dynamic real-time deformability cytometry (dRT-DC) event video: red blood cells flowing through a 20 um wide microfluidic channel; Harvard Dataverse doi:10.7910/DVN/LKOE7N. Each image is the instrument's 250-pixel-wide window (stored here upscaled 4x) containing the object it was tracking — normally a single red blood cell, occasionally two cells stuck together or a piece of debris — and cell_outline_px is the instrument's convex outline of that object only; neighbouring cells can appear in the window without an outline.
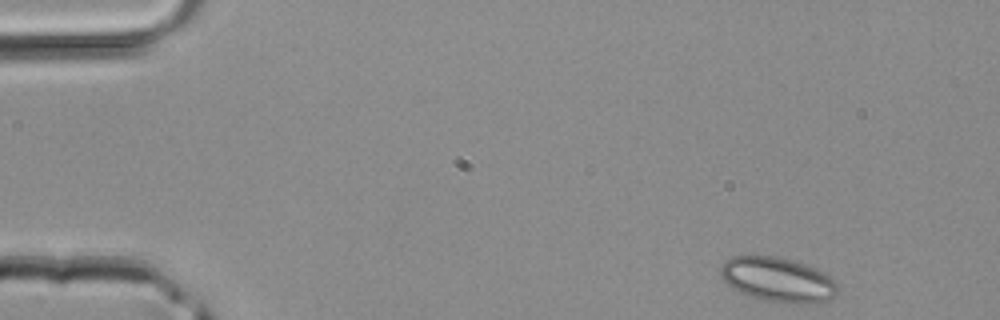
{"species": "common noctule bat (a hibernating species)", "species_latin": "Nyctalus noctula", "temperature_condition": "room temperature", "stored_images_in_passage": 39, "camera_frame_rate_fps": 3000, "um_per_image_px": 0.085, "animal": {"sex": "male", "body_mass_g": 20.4}, "frame": {"image": 1, "passage_image": 1, "time_ms": 0.0, "image_size_px": [1000, 320], "cell_outline_px": [[840, 288], [836, 296], [820, 304], [784, 304], [760, 300], [748, 296], [732, 288], [720, 276], [720, 268], [724, 260], [732, 256], [776, 256], [792, 260], [804, 264], [824, 272], [832, 276], [836, 280]], "centroid_in_image_um": [66.17, 23.81], "position_along_channel_um": 18.8, "area_um2": 31.33}}
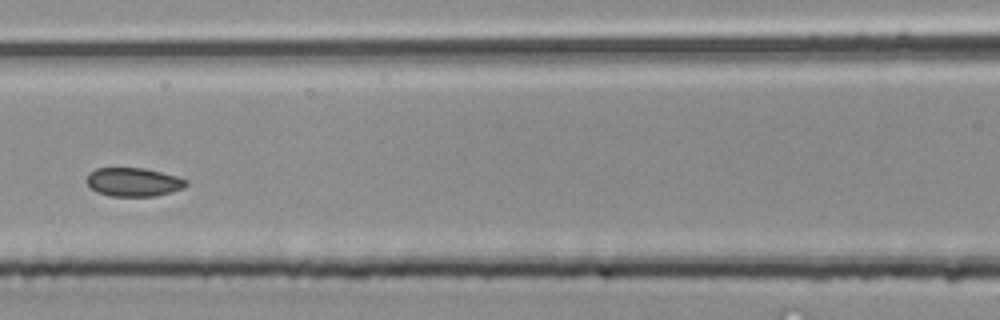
{"frame": {"image": 2, "passage_image": 16, "time_ms": 5.0, "image_size_px": [1000, 320], "cell_outline_px": [[188, 184], [184, 188], [172, 192], [156, 196], [108, 196], [96, 192], [84, 180], [88, 172], [96, 168], [144, 168], [176, 176], [188, 180]], "centroid_in_image_um": [11.32, 15.48], "position_along_channel_um": 155.3, "area_um2": 16.82}}
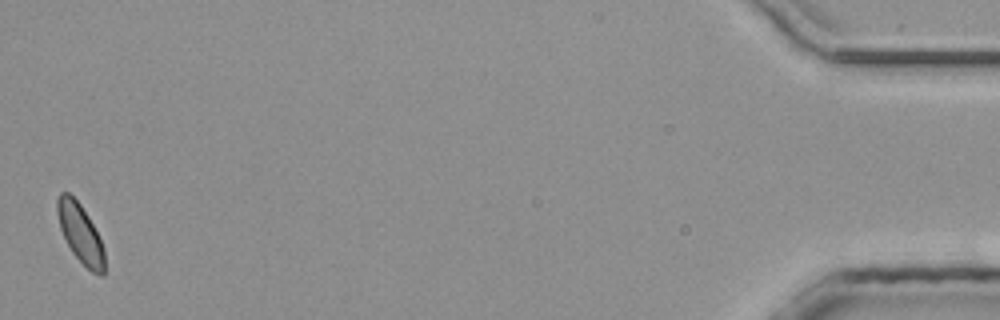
{"frame": {"image": 3, "passage_image": 39, "time_ms": 12.667, "image_size_px": [1000, 320], "cell_outline_px": [[104, 276], [100, 276], [92, 272], [72, 252], [60, 228], [56, 212], [56, 200], [60, 192], [68, 192], [80, 204], [88, 216], [104, 248]], "centroid_in_image_um": [6.81, 19.82], "position_along_channel_um": 428.4, "area_um2": 15.95}}